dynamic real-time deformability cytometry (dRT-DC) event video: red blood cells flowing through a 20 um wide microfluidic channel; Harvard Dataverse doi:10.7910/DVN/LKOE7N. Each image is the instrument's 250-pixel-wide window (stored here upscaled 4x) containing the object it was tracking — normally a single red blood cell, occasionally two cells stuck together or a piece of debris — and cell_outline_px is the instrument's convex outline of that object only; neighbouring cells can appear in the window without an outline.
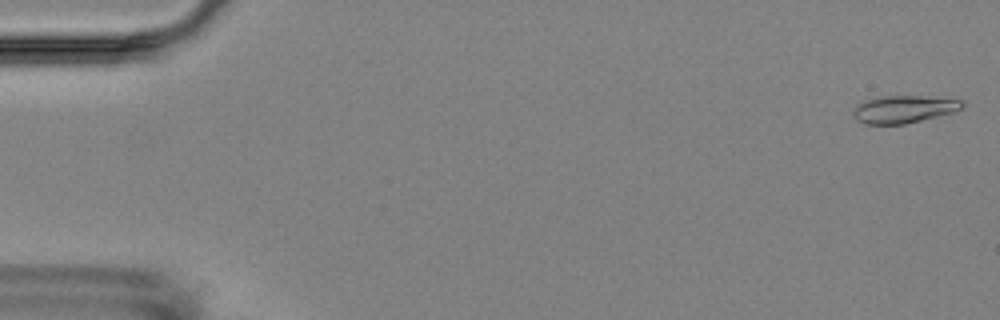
{"species": "Egyptian fruit bat (a non-hibernating species)", "species_latin": "Rousettus aegyptiacus", "temperature_condition": "room temperature", "stored_images_in_passage": 5, "camera_frame_rate_fps": 3000, "um_per_image_px": 0.085, "animal": {"sex": "female"}, "frame": {"image": 1, "passage_image": 1, "time_ms": 0.0, "image_size_px": [1000, 320], "cell_outline_px": [[964, 108], [952, 112], [904, 124], [864, 124], [856, 120], [852, 112], [856, 104], [864, 100], [880, 96], [920, 96], [964, 100]], "centroid_in_image_um": [76.78, 9.27], "position_along_channel_um": 8.2, "area_um2": 17.46}}
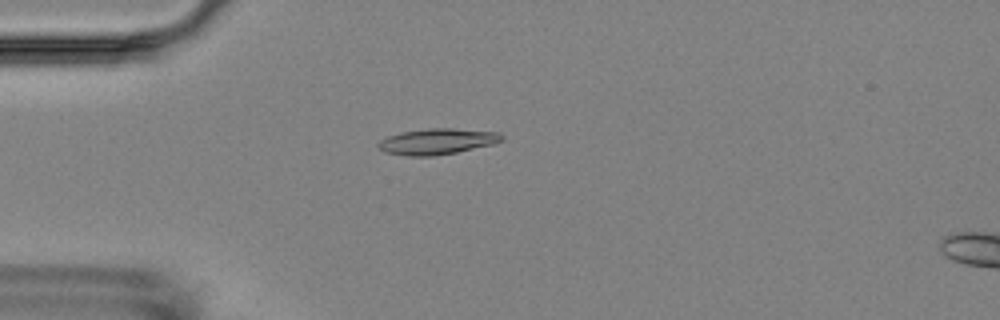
{"frame": {"image": 2, "passage_image": 5, "time_ms": 4.667, "image_size_px": [1000, 320], "cell_outline_px": [[504, 140], [496, 144], [456, 152], [432, 156], [408, 156], [384, 152], [376, 144], [380, 140], [388, 136], [400, 132], [428, 128], [452, 128], [500, 132], [504, 136]], "centroid_in_image_um": [37.2, 12.02], "position_along_channel_um": 47.8, "area_um2": 18.84}}